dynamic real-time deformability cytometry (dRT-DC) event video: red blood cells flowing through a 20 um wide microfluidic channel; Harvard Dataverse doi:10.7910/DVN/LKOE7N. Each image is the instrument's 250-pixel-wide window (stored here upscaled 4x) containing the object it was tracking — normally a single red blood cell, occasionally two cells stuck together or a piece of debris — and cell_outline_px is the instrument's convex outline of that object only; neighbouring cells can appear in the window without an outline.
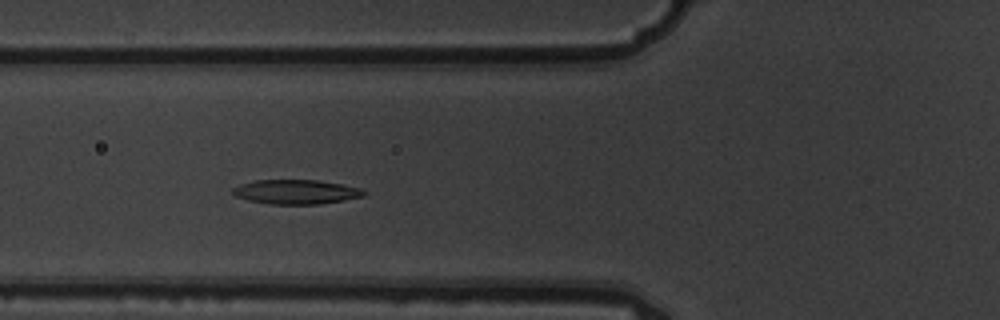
{"species": "common noctule bat (a hibernating species)", "species_latin": "Nyctalus noctula", "temperature_condition": "warm", "stored_images_in_passage": 7, "camera_frame_rate_fps": 3000, "um_per_image_px": 0.085, "animal": {"sex": "male", "body_mass_g": 19.5, "forearm_length_mm": 54.6}, "frame": {"image": 1, "passage_image": 3, "time_ms": 0.667, "image_size_px": [1000, 320], "cell_outline_px": [[368, 192], [364, 196], [344, 200], [320, 204], [268, 204], [248, 200], [236, 196], [232, 192], [232, 188], [240, 184], [252, 180], [316, 180], [340, 184], [360, 188]], "centroid_in_image_um": [25.15, 16.31], "position_along_channel_um": 100.7, "area_um2": 18.67}}
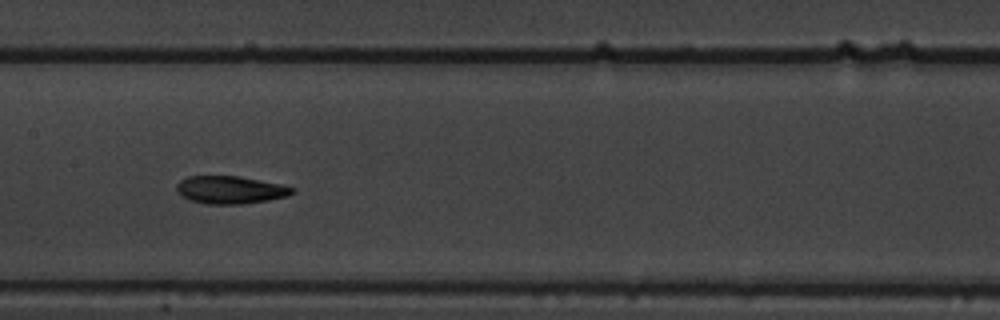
{"frame": {"image": 2, "passage_image": 5, "time_ms": 1.333, "image_size_px": [1000, 320], "cell_outline_px": [[296, 192], [288, 196], [268, 200], [244, 204], [208, 204], [192, 200], [184, 196], [176, 188], [176, 184], [180, 180], [188, 176], [236, 176], [280, 184], [296, 188]], "centroid_in_image_um": [19.62, 16.14], "position_along_channel_um": 187.8, "area_um2": 18.5}}
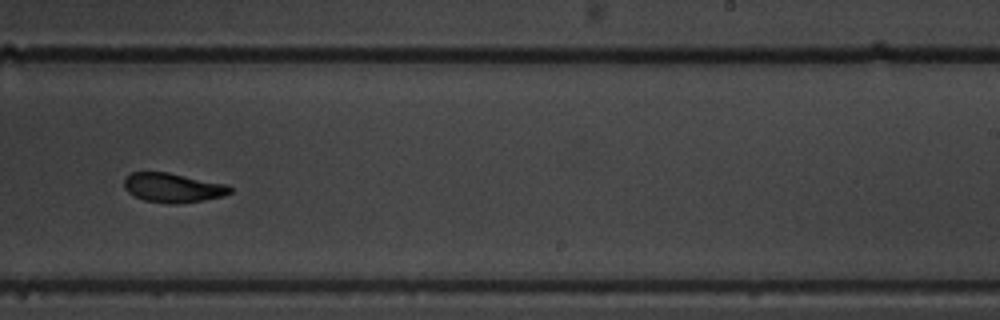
{"frame": {"image": 3, "passage_image": 7, "time_ms": 2.0, "image_size_px": [1000, 320], "cell_outline_px": [[232, 192], [224, 196], [180, 204], [168, 204], [144, 200], [128, 192], [124, 188], [124, 180], [132, 172], [168, 172], [228, 184], [232, 188]], "centroid_in_image_um": [14.73, 15.96], "position_along_channel_um": 274.3, "area_um2": 18.21}}